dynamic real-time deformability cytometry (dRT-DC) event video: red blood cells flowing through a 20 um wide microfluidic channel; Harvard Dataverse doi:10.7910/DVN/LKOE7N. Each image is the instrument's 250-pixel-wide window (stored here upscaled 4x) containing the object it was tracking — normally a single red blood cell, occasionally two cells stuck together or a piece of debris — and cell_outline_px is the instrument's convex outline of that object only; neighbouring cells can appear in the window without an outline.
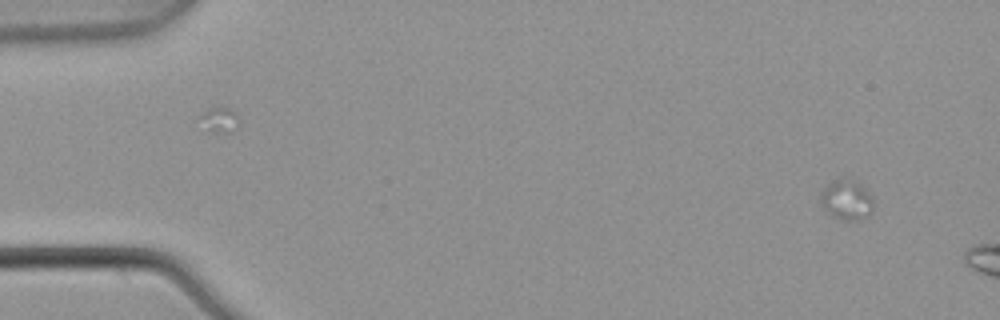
{"species": "common noctule bat (a hibernating species)", "species_latin": "Nyctalus noctula", "temperature_condition": "warm", "stored_images_in_passage": 4, "camera_frame_rate_fps": 3000, "um_per_image_px": 0.085, "animal": {"sex": "male", "body_mass_g": 21.5, "forearm_length_mm": 52.0}, "frame": {"image": 1, "passage_image": 1, "time_ms": 0.0, "image_size_px": [1000, 320], "cell_outline_px": [[872, 208], [864, 216], [852, 220], [848, 220], [832, 216], [824, 208], [820, 196], [824, 188], [828, 184], [836, 180], [840, 180], [860, 184], [864, 188], [872, 200]], "centroid_in_image_um": [71.92, 17.01], "position_along_channel_um": 13.1, "area_um2": 11.27}}